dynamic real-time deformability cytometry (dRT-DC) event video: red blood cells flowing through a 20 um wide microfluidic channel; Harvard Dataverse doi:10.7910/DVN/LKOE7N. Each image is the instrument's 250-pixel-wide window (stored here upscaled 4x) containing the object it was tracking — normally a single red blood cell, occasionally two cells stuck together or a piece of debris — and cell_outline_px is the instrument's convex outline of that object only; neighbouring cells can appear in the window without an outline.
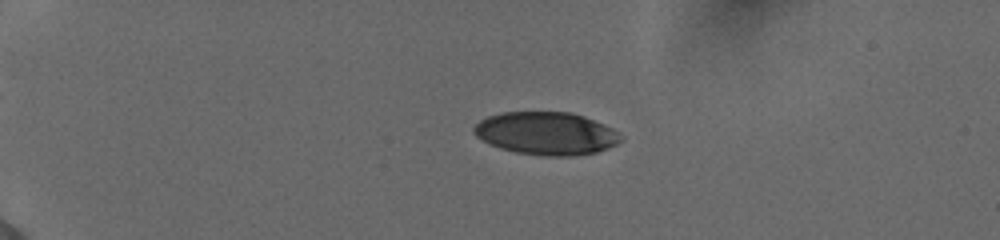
{"species": "human", "species_latin": "Homo sapiens", "temperature_condition": "cold", "stored_images_in_passage": 13, "camera_frame_rate_fps": 3000, "um_per_image_px": 0.085, "donor": {"sex": "female"}, "frame": {"image": 1, "passage_image": 6, "time_ms": 1.667, "image_size_px": [1000, 240], "cell_outline_px": [[624, 140], [608, 148], [596, 152], [572, 156], [544, 156], [516, 152], [500, 148], [488, 144], [476, 136], [472, 132], [472, 128], [480, 120], [488, 116], [500, 112], [572, 112], [584, 116], [604, 124], [612, 128], [624, 136]], "centroid_in_image_um": [46.44, 11.34], "position_along_channel_um": 38.6, "area_um2": 36.99}}
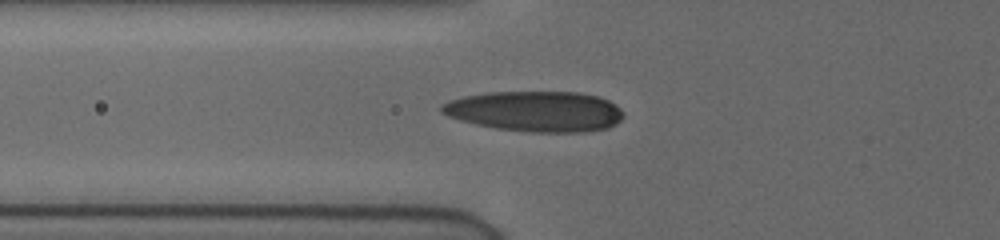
{"frame": {"image": 2, "passage_image": 12, "time_ms": 3.667, "image_size_px": [1000, 240], "cell_outline_px": [[624, 116], [616, 124], [608, 128], [584, 132], [532, 132], [496, 128], [476, 124], [460, 120], [448, 116], [440, 112], [440, 108], [448, 100], [464, 96], [488, 92], [576, 92], [596, 96], [608, 100], [620, 108], [624, 112]], "centroid_in_image_um": [45.52, 9.46], "position_along_channel_um": 80.3, "area_um2": 42.89}}